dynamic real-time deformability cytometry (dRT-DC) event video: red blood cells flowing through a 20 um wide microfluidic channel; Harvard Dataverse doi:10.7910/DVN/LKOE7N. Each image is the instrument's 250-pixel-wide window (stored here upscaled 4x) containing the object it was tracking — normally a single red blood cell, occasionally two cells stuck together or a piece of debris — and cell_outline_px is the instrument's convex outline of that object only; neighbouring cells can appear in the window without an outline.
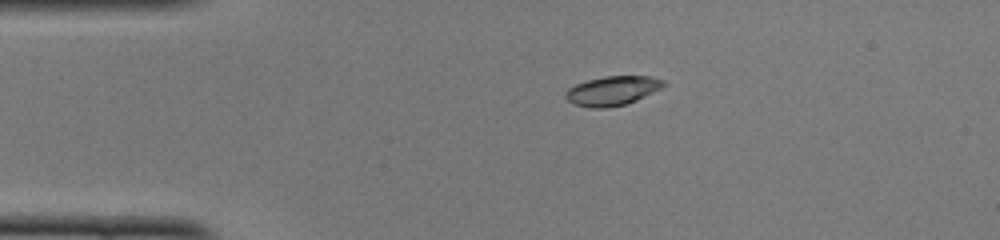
{"species": "common noctule bat (a hibernating species)", "species_latin": "Nyctalus noctula", "temperature_condition": "cold", "stored_images_in_passage": 20, "camera_frame_rate_fps": 3000, "um_per_image_px": 0.085, "animal": {"sex": "female", "body_mass_g": 22.0, "forearm_length_mm": 56.7}, "frame": {"image": 1, "passage_image": 1, "time_ms": 0.0, "image_size_px": [1000, 240], "cell_outline_px": [[668, 84], [636, 100], [624, 104], [604, 108], [592, 108], [572, 104], [564, 96], [564, 92], [568, 88], [576, 84], [588, 80], [604, 76], [652, 76], [664, 80]], "centroid_in_image_um": [52.03, 7.7], "position_along_channel_um": 33.0, "area_um2": 16.7}}
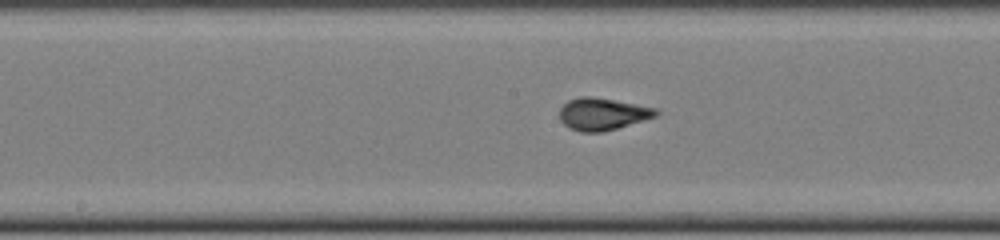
{"frame": {"image": 2, "passage_image": 16, "time_ms": 5.0, "image_size_px": [1000, 240], "cell_outline_px": [[660, 112], [656, 116], [644, 120], [616, 128], [600, 132], [580, 132], [568, 128], [560, 120], [560, 108], [568, 100], [580, 96], [588, 96], [612, 100], [656, 108]], "centroid_in_image_um": [51.18, 9.69], "position_along_channel_um": 197.0, "area_um2": 17.86}}
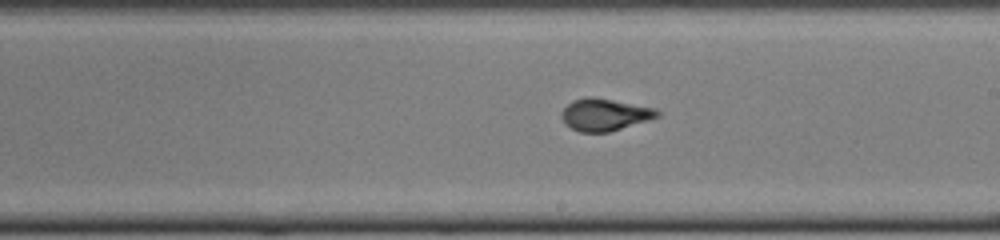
{"frame": {"image": 3, "passage_image": 19, "time_ms": 6.0, "image_size_px": [1000, 240], "cell_outline_px": [[660, 116], [648, 120], [608, 132], [580, 132], [564, 124], [560, 116], [560, 112], [572, 100], [588, 96], [592, 96], [656, 108], [660, 112]], "centroid_in_image_um": [51.37, 9.73], "position_along_channel_um": 237.6, "area_um2": 17.98}}